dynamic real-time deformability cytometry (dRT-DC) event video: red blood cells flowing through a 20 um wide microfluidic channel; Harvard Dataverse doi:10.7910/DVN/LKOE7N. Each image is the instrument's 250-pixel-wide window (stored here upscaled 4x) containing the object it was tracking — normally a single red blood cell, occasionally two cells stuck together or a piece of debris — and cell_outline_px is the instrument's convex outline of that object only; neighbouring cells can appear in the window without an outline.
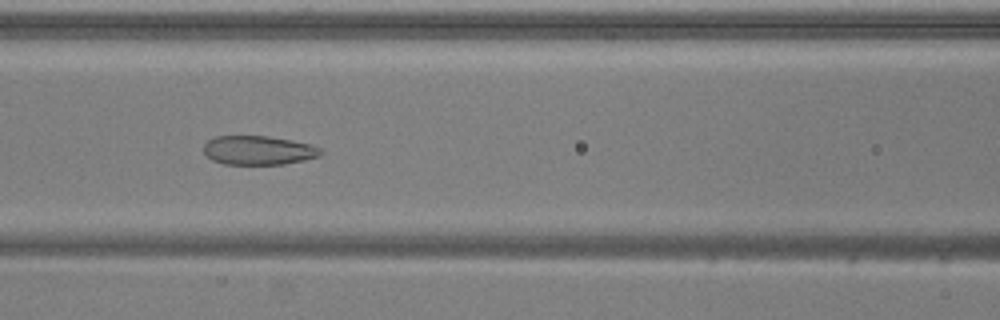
{"species": "common noctule bat (a hibernating species)", "species_latin": "Nyctalus noctula", "temperature_condition": "warm", "stored_images_in_passage": 51, "segment_of_instrument_passage": [1, 2], "camera_frame_rate_fps": 3000, "um_per_image_px": 0.085, "animal": {"sex": "male", "body_mass_g": 20.5, "forearm_length_mm": 52.5}, "frame": {"image": 1, "passage_image": 20, "time_ms": 6.333, "image_size_px": [1000, 320], "cell_outline_px": [[324, 152], [320, 156], [304, 160], [284, 164], [224, 164], [212, 160], [204, 152], [204, 144], [208, 140], [216, 136], [268, 136], [292, 140], [312, 144], [320, 148]], "centroid_in_image_um": [21.99, 12.77], "position_along_channel_um": 144.6, "area_um2": 19.88}}
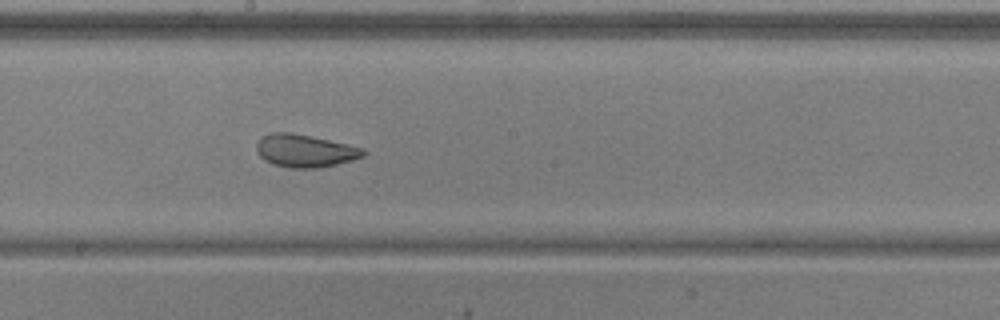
{"frame": {"image": 2, "passage_image": 26, "time_ms": 8.333, "image_size_px": [1000, 320], "cell_outline_px": [[368, 152], [364, 156], [352, 160], [320, 168], [292, 168], [272, 164], [264, 160], [256, 152], [256, 144], [264, 136], [272, 132], [292, 132], [348, 144], [364, 148]], "centroid_in_image_um": [25.94, 12.82], "position_along_channel_um": 222.3, "area_um2": 20.46}}
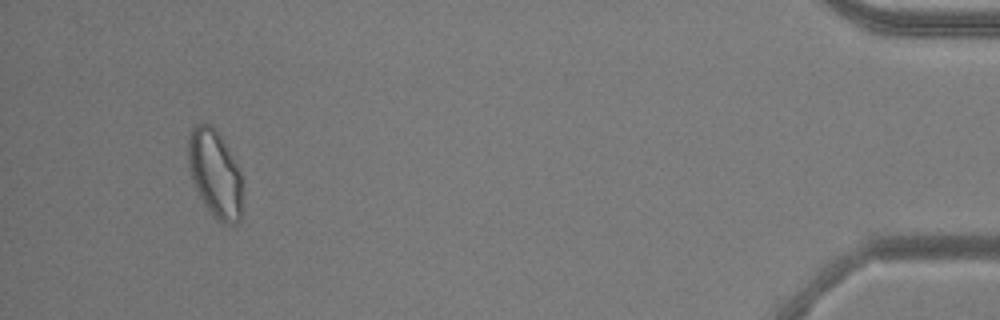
{"frame": {"image": 3, "passage_image": 47, "time_ms": 15.333, "image_size_px": [1000, 320], "cell_outline_px": [[240, 220], [236, 224], [224, 224], [216, 220], [212, 216], [204, 204], [196, 188], [188, 164], [188, 136], [192, 128], [200, 120], [212, 124], [216, 128], [240, 168]], "centroid_in_image_um": [18.25, 14.7], "position_along_channel_um": 416.9, "area_um2": 27.74}}